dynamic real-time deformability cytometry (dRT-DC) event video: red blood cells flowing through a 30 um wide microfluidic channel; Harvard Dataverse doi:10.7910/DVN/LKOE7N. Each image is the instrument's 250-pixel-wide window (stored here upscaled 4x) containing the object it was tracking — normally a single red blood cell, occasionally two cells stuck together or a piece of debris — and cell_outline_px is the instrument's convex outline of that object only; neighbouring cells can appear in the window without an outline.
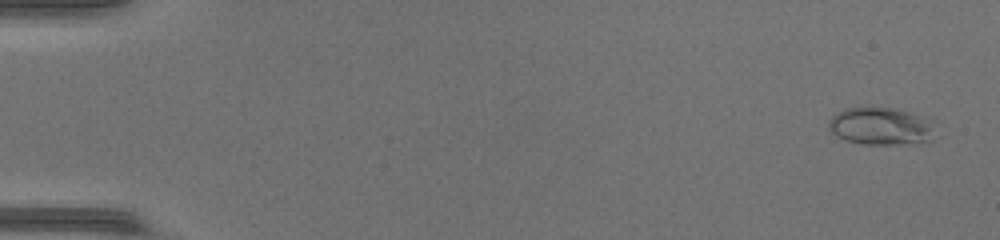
{"species": "common noctule bat (a hibernating species)", "species_latin": "Nyctalus noctula", "temperature_condition": "warm", "stored_images_in_passage": 48, "camera_frame_rate_fps": 3000, "um_per_image_px": 0.085, "animal": {"sex": "female", "body_mass_g": 17.0, "forearm_length_mm": 48.0}, "frame": {"image": 1, "passage_image": 2, "time_ms": 0.333, "image_size_px": [1000, 240], "cell_outline_px": [[928, 140], [896, 144], [864, 144], [844, 140], [836, 136], [828, 128], [828, 120], [836, 112], [844, 108], [892, 108], [908, 112], [916, 116], [928, 128]], "centroid_in_image_um": [74.59, 10.73], "position_along_channel_um": 10.4, "area_um2": 21.85}}
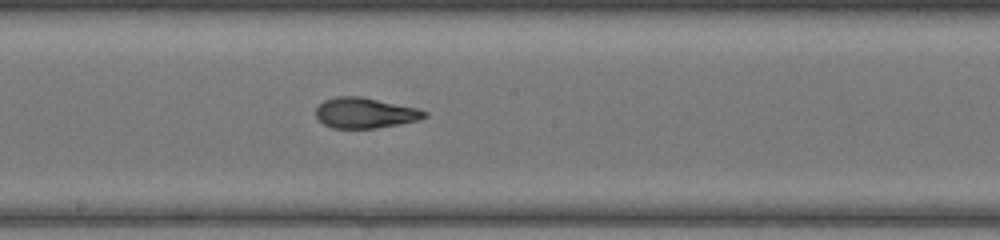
{"frame": {"image": 2, "passage_image": 27, "time_ms": 8.667, "image_size_px": [1000, 240], "cell_outline_px": [[428, 116], [420, 120], [400, 124], [376, 128], [332, 128], [324, 124], [316, 116], [316, 108], [324, 100], [336, 96], [360, 96], [416, 108], [428, 112]], "centroid_in_image_um": [31.04, 9.6], "position_along_channel_um": 217.2, "area_um2": 19.25}}
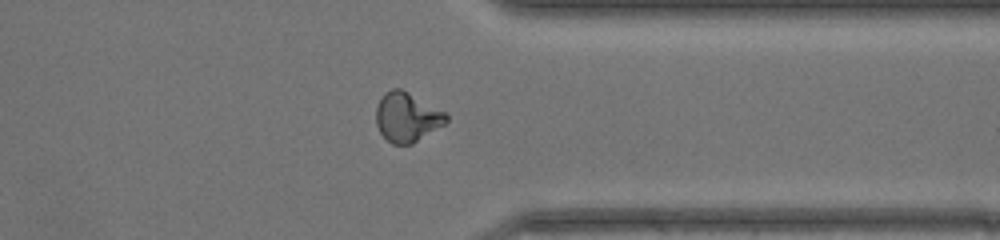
{"frame": {"image": 3, "passage_image": 38, "time_ms": 12.333, "image_size_px": [1000, 240], "cell_outline_px": [[448, 120], [444, 124], [412, 144], [392, 144], [380, 132], [376, 124], [376, 108], [384, 92], [392, 88], [400, 88], [448, 112]], "centroid_in_image_um": [34.61, 9.94], "position_along_channel_um": 376.8, "area_um2": 20.23}, "authors_computed_cell_mechanics": {"area_um2": 20.0566, "velocity_mm_per_s": 4.4398, "shape_relaxation_time_tau1_ms": 9.8476, "shape_relaxation_time_tau2_ms": 0.9208, "deformation_change_tau1": 0.3388, "deformation_change_tau2": 0.0671}}